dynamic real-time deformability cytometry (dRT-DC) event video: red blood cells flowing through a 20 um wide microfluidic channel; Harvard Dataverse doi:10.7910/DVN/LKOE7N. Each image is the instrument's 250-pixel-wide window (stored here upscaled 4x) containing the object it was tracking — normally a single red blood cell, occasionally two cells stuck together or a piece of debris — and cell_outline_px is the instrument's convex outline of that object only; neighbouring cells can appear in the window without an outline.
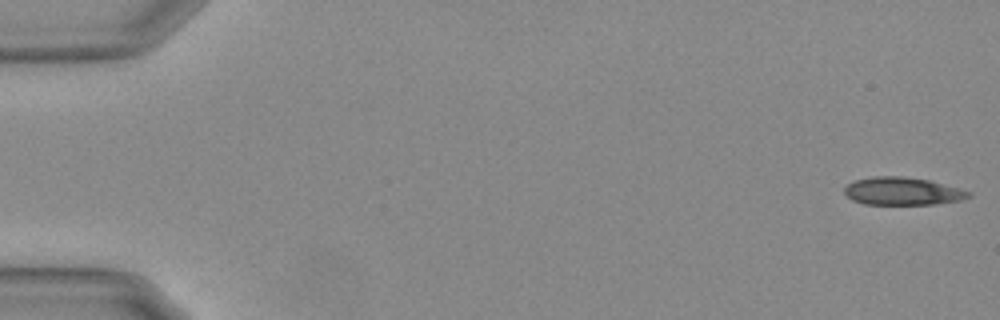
{"species": "Egyptian fruit bat (a non-hibernating species)", "species_latin": "Rousettus aegyptiacus", "temperature_condition": "warm", "stored_images_in_passage": 55, "camera_frame_rate_fps": 3000, "um_per_image_px": 0.085, "animal": {"sex": "female"}, "frame": {"image": 1, "passage_image": 1, "time_ms": 0.0, "image_size_px": [1000, 320], "cell_outline_px": [[972, 196], [964, 200], [936, 204], [864, 204], [852, 200], [844, 192], [844, 188], [848, 184], [856, 180], [872, 176], [900, 176], [928, 180], [972, 192]], "centroid_in_image_um": [76.73, 16.26], "position_along_channel_um": 8.3, "area_um2": 20.06}}
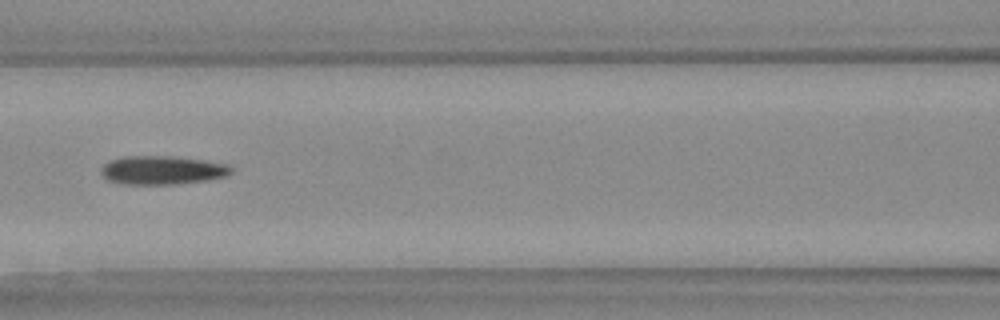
{"frame": {"image": 2, "passage_image": 25, "time_ms": 8.0, "image_size_px": [1000, 320], "cell_outline_px": [[232, 172], [224, 176], [204, 180], [176, 184], [124, 184], [108, 180], [100, 172], [104, 164], [112, 160], [124, 156], [168, 156], [204, 160], [228, 164], [232, 168]], "centroid_in_image_um": [13.78, 14.46], "position_along_channel_um": 152.8, "area_um2": 21.44}}
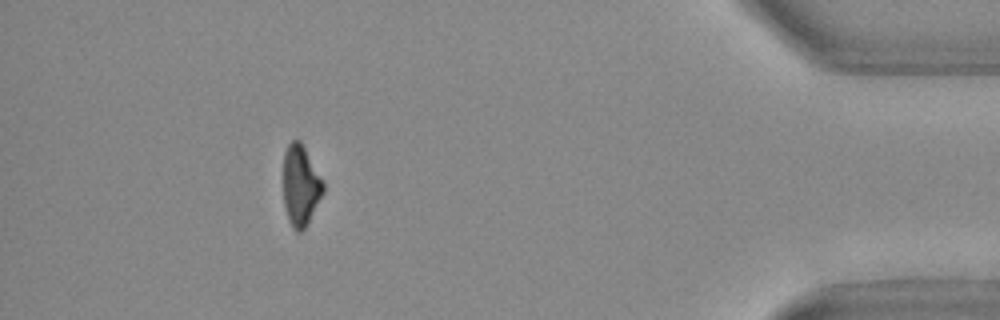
{"frame": {"image": 3, "passage_image": 50, "time_ms": 16.333, "image_size_px": [1000, 320], "cell_outline_px": [[324, 192], [304, 228], [300, 232], [296, 232], [292, 228], [288, 220], [284, 204], [284, 152], [288, 144], [292, 140], [300, 140], [324, 180]], "centroid_in_image_um": [25.56, 15.75], "position_along_channel_um": 409.6, "area_um2": 18.73}, "authors_computed_cell_mechanics": {"area_um2": 20.9814, "velocity_mm_per_s": 3.7259, "shape_relaxation_time_tau1_ms": 7.5059, "shape_relaxation_time_tau2_ms": 3.5769, "deformation_change_tau1": 0.2111, "deformation_change_tau2": 0.1339}}